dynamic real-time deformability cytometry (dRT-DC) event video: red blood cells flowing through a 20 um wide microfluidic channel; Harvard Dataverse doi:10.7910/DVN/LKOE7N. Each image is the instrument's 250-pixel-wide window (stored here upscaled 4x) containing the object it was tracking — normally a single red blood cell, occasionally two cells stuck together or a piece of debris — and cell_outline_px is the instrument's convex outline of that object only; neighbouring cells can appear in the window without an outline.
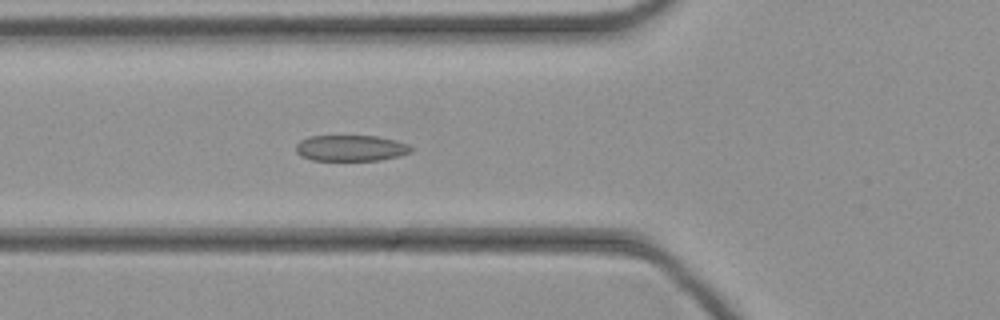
{"species": "common noctule bat (a hibernating species)", "species_latin": "Nyctalus noctula", "temperature_condition": "cold", "stored_images_in_passage": 46, "camera_frame_rate_fps": 3000, "um_per_image_px": 0.085, "animal": {"sex": "female", "body_mass_g": 21.9}, "frame": {"image": 1, "passage_image": 17, "time_ms": 5.333, "image_size_px": [1000, 320], "cell_outline_px": [[412, 152], [400, 156], [380, 160], [312, 160], [300, 156], [296, 152], [296, 144], [300, 140], [308, 136], [376, 136], [396, 140], [408, 144], [412, 148]], "centroid_in_image_um": [29.82, 12.59], "position_along_channel_um": 96.0, "area_um2": 17.57}}
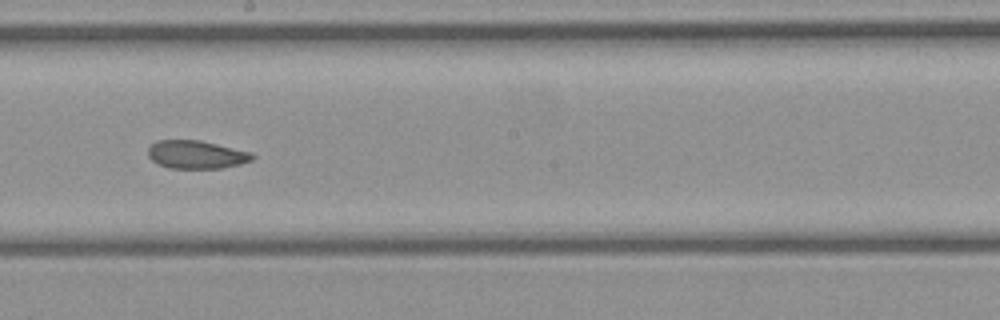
{"frame": {"image": 2, "passage_image": 26, "time_ms": 8.333, "image_size_px": [1000, 320], "cell_outline_px": [[256, 156], [252, 160], [240, 164], [220, 168], [168, 168], [152, 160], [148, 156], [148, 148], [156, 140], [200, 140], [252, 152]], "centroid_in_image_um": [16.7, 13.13], "position_along_channel_um": 231.5, "area_um2": 17.11}}
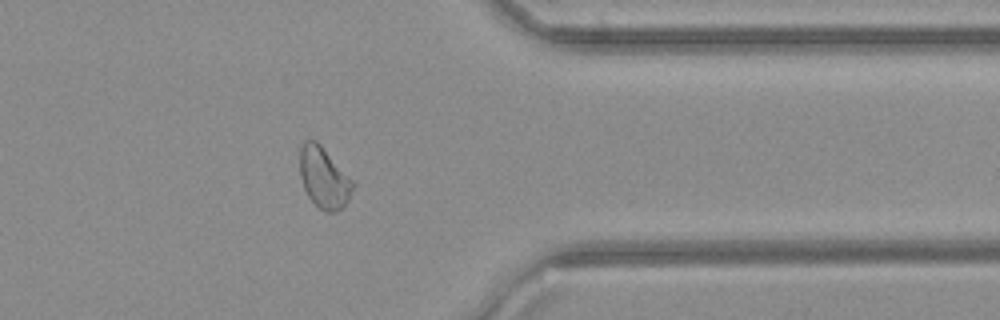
{"frame": {"image": 3, "passage_image": 37, "time_ms": 12.0, "image_size_px": [1000, 320], "cell_outline_px": [[356, 184], [348, 200], [336, 212], [328, 212], [320, 208], [308, 196], [304, 188], [300, 176], [300, 148], [304, 140], [316, 140], [320, 144]], "centroid_in_image_um": [27.53, 15.09], "position_along_channel_um": 383.9, "area_um2": 18.61}}